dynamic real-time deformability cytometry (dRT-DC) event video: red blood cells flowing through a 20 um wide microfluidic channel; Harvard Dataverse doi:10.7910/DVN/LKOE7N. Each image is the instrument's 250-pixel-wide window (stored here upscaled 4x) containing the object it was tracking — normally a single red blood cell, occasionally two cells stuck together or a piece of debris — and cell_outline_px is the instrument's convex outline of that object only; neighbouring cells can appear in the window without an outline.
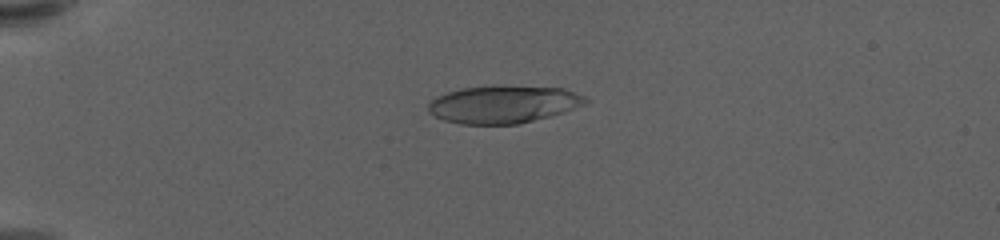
{"species": "human", "species_latin": "Homo sapiens", "temperature_condition": "warm", "stored_images_in_passage": 46, "camera_frame_rate_fps": 3000, "um_per_image_px": 0.085, "donor": {"sex": "female"}, "frame": {"image": 1, "passage_image": 3, "time_ms": 0.667, "image_size_px": [1000, 240], "cell_outline_px": [[592, 100], [584, 104], [564, 112], [520, 124], [460, 124], [444, 120], [428, 112], [428, 104], [436, 96], [460, 88], [564, 88], [576, 92]], "centroid_in_image_um": [42.79, 8.91], "position_along_channel_um": 42.2, "area_um2": 33.52}}
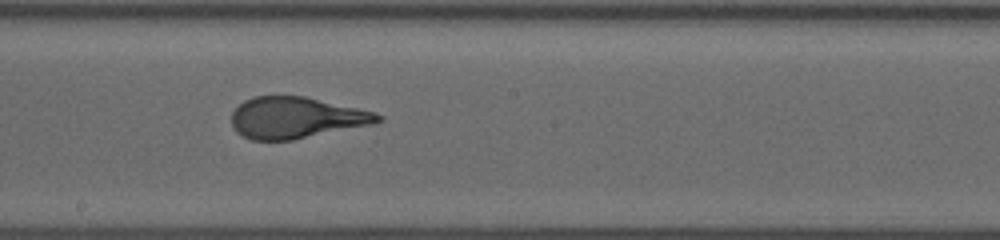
{"frame": {"image": 2, "passage_image": 22, "time_ms": 7.0, "image_size_px": [1000, 240], "cell_outline_px": [[384, 120], [372, 124], [292, 140], [252, 140], [236, 132], [232, 124], [232, 112], [244, 100], [252, 96], [304, 96], [376, 112], [384, 116]], "centroid_in_image_um": [25.18, 10.0], "position_along_channel_um": 223.0, "area_um2": 35.14}}
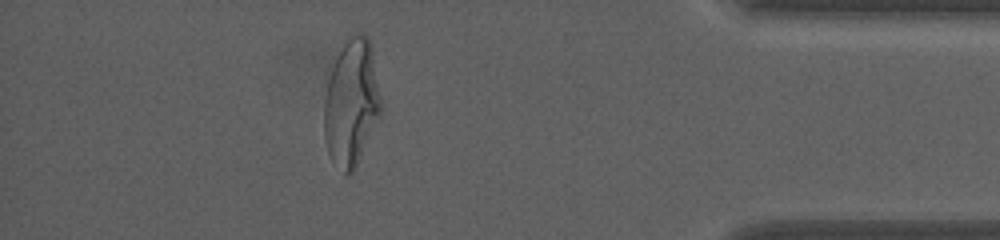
{"frame": {"image": 3, "passage_image": 40, "time_ms": 13.0, "image_size_px": [1000, 240], "cell_outline_px": [[384, 108], [356, 168], [348, 176], [344, 176], [332, 160], [328, 152], [324, 140], [324, 100], [328, 80], [332, 68], [348, 32], [364, 32], [368, 36], [372, 52]], "centroid_in_image_um": [29.89, 8.74], "position_along_channel_um": 405.3, "area_um2": 42.83}, "authors_computed_cell_mechanics": {"area_um2": 36.1828, "velocity_mm_per_s": 3.5911, "shape_relaxation_time_tau1_ms": 5.6009, "shape_relaxation_time_tau2_ms": null, "deformation_change_tau1": 0.2463, "deformation_change_tau2": null}}